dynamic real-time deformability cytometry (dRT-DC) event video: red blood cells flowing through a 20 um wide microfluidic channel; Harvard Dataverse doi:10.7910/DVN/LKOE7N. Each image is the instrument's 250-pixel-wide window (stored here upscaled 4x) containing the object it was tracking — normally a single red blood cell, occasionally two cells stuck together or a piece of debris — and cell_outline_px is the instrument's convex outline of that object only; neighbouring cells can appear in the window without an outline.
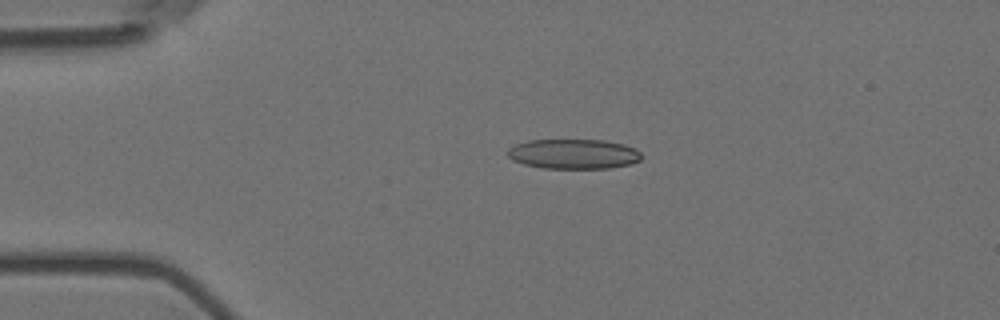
{"species": "Egyptian fruit bat (a non-hibernating species)", "species_latin": "Rousettus aegyptiacus", "temperature_condition": "room temperature", "stored_images_in_passage": 8, "camera_frame_rate_fps": 3000, "um_per_image_px": 0.085, "animal": {"sex": "female"}, "frame": {"image": 1, "passage_image": 4, "time_ms": 1.0, "image_size_px": [1000, 320], "cell_outline_px": [[640, 160], [632, 164], [608, 168], [544, 168], [524, 164], [512, 160], [508, 156], [508, 148], [516, 144], [528, 140], [604, 140], [624, 144], [636, 148], [640, 152]], "centroid_in_image_um": [48.76, 13.08], "position_along_channel_um": 36.2, "area_um2": 23.29}}
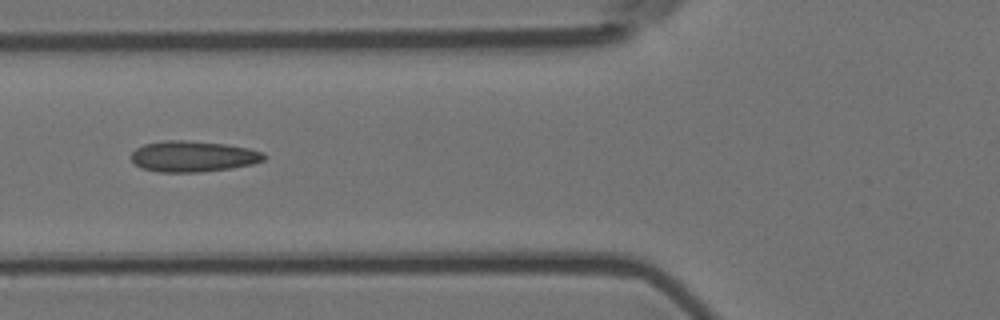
{"frame": {"image": 2, "passage_image": 6, "time_ms": 1.667, "image_size_px": [1000, 320], "cell_outline_px": [[268, 156], [264, 160], [252, 164], [232, 168], [200, 172], [160, 172], [140, 168], [132, 160], [132, 152], [136, 148], [144, 144], [164, 140], [184, 140], [224, 144], [248, 148], [264, 152]], "centroid_in_image_um": [16.43, 13.29], "position_along_channel_um": 109.4, "area_um2": 23.99}}
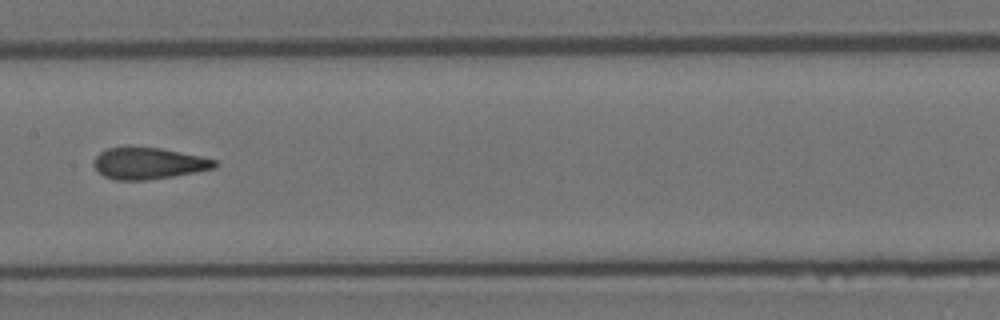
{"frame": {"image": 3, "passage_image": 8, "time_ms": 2.333, "image_size_px": [1000, 320], "cell_outline_px": [[220, 164], [216, 168], [196, 172], [172, 176], [144, 180], [116, 180], [104, 176], [92, 164], [92, 160], [100, 152], [108, 148], [160, 148], [200, 156], [216, 160]], "centroid_in_image_um": [12.64, 13.9], "position_along_channel_um": 194.8, "area_um2": 21.96}}